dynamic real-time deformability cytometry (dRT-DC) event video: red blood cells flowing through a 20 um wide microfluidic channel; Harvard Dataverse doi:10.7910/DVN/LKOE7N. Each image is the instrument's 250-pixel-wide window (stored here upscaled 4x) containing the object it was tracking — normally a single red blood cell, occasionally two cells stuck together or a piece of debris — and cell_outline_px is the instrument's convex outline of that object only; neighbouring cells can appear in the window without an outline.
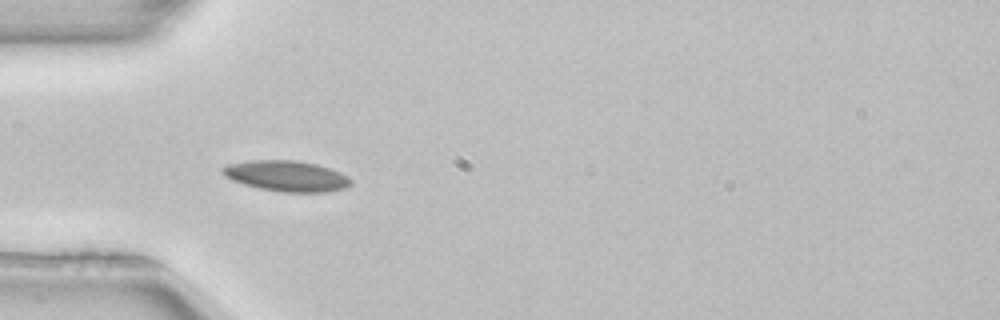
{"species": "common noctule bat (a hibernating species)", "species_latin": "Nyctalus noctula", "temperature_condition": "room temperature", "stored_images_in_passage": 31, "camera_frame_rate_fps": 3000, "um_per_image_px": 0.085, "animal": {"sex": "female", "body_mass_g": 22.7, "forearm_length_mm": 54.2}, "frame": {"image": 1, "passage_image": 5, "time_ms": 1.333, "image_size_px": [1000, 320], "cell_outline_px": [[352, 184], [348, 188], [328, 192], [284, 192], [260, 188], [244, 184], [232, 180], [224, 176], [220, 172], [220, 168], [228, 164], [252, 160], [296, 160], [316, 164], [340, 172], [348, 176], [352, 180]], "centroid_in_image_um": [24.37, 14.96], "position_along_channel_um": 60.6, "area_um2": 23.12}, "authors_computed_cell_mechanics": {"area_um2": 21.3282, "velocity_mm_per_s": 3.9348, "shape_relaxation_time_tau1_ms": 8.7007, "shape_relaxation_time_tau2_ms": null, "deformation_change_tau1": 0.1547, "deformation_change_tau2": null}}